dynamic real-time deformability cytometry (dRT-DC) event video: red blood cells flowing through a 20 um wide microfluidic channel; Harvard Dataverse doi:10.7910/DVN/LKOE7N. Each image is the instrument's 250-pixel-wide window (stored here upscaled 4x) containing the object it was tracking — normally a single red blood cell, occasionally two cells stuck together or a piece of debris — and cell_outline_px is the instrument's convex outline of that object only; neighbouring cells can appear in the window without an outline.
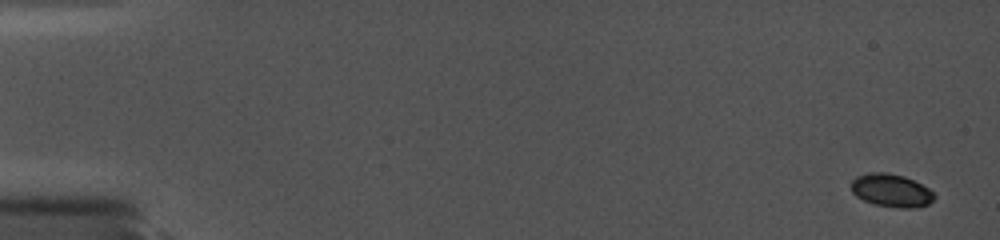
{"species": "common noctule bat (a hibernating species)", "species_latin": "Nyctalus noctula", "temperature_condition": "cold", "stored_images_in_passage": 33, "camera_frame_rate_fps": 5000, "um_per_image_px": 0.085, "animal": {"sex": "female", "body_mass_g": 19.0, "forearm_length_mm": 56.7}, "frame": {"image": 1, "passage_image": 1, "time_ms": 0.0, "image_size_px": [1000, 240], "cell_outline_px": [[936, 196], [928, 204], [920, 208], [900, 208], [872, 204], [856, 196], [852, 192], [852, 180], [856, 176], [868, 172], [888, 172], [904, 176], [928, 188]], "centroid_in_image_um": [75.75, 16.19], "position_along_channel_um": 9.3, "area_um2": 16.07}}
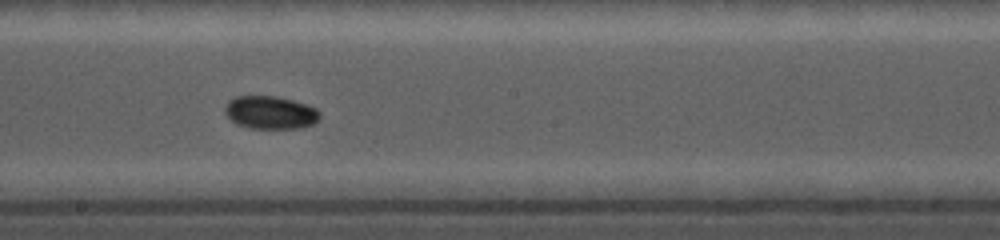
{"frame": {"image": 2, "passage_image": 20, "time_ms": 10.0, "image_size_px": [1000, 240], "cell_outline_px": [[320, 116], [312, 124], [300, 128], [248, 128], [236, 124], [224, 112], [224, 108], [228, 100], [236, 96], [276, 96], [308, 104], [316, 108], [320, 112]], "centroid_in_image_um": [22.96, 9.55], "position_along_channel_um": 225.2, "area_um2": 18.26}}
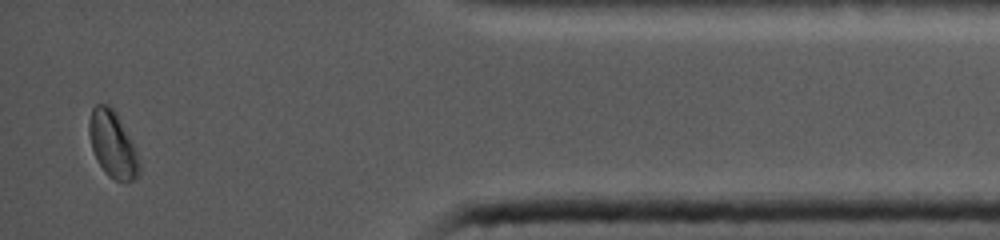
{"frame": {"image": 3, "passage_image": 32, "time_ms": 16.0, "image_size_px": [1000, 240], "cell_outline_px": [[140, 172], [132, 180], [116, 180], [108, 176], [104, 172], [92, 148], [88, 132], [88, 120], [92, 108], [96, 104], [108, 104], [116, 112], [136, 152], [140, 164]], "centroid_in_image_um": [9.54, 12.24], "position_along_channel_um": 425.7, "area_um2": 18.96}, "authors_computed_cell_mechanics": {"area_um2": 17.2822, "velocity_mm_per_s": 3.7979, "shape_relaxation_time_tau1_ms": null, "shape_relaxation_time_tau2_ms": 3.9151, "deformation_change_tau1": null, "deformation_change_tau2": 0.039}}